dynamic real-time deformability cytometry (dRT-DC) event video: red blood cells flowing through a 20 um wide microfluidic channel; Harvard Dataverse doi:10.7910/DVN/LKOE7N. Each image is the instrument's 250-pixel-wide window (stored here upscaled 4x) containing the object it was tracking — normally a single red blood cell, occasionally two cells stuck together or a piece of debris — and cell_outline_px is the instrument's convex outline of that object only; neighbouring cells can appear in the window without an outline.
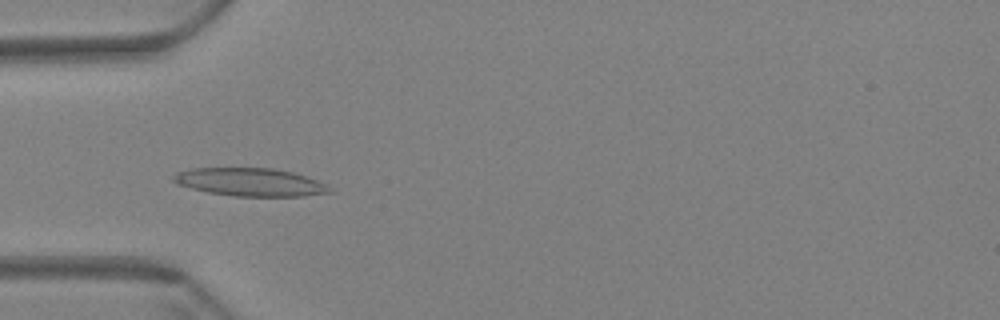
{"species": "Egyptian fruit bat (a non-hibernating species)", "species_latin": "Rousettus aegyptiacus", "temperature_condition": "warm", "stored_images_in_passage": 48, "camera_frame_rate_fps": 3000, "um_per_image_px": 0.085, "animal": {"sex": "female"}, "frame": {"image": 1, "passage_image": 11, "time_ms": 3.333, "image_size_px": [1000, 320], "cell_outline_px": [[332, 192], [304, 196], [232, 196], [208, 192], [176, 184], [172, 180], [172, 176], [176, 172], [192, 168], [272, 168], [292, 172], [328, 184]], "centroid_in_image_um": [21.24, 15.48], "position_along_channel_um": 63.8, "area_um2": 25.49}}
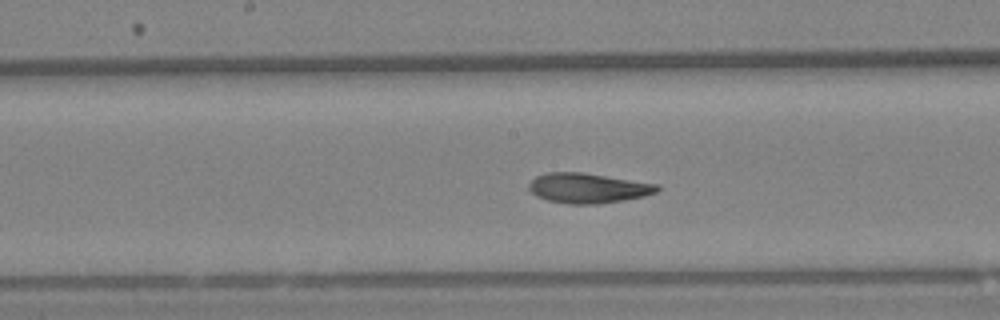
{"frame": {"image": 2, "passage_image": 23, "time_ms": 7.333, "image_size_px": [1000, 320], "cell_outline_px": [[660, 188], [656, 192], [644, 196], [624, 200], [600, 204], [568, 204], [548, 200], [536, 196], [528, 188], [528, 184], [536, 176], [548, 172], [580, 172], [660, 184]], "centroid_in_image_um": [49.98, 15.99], "position_along_channel_um": 198.2, "area_um2": 22.43}}
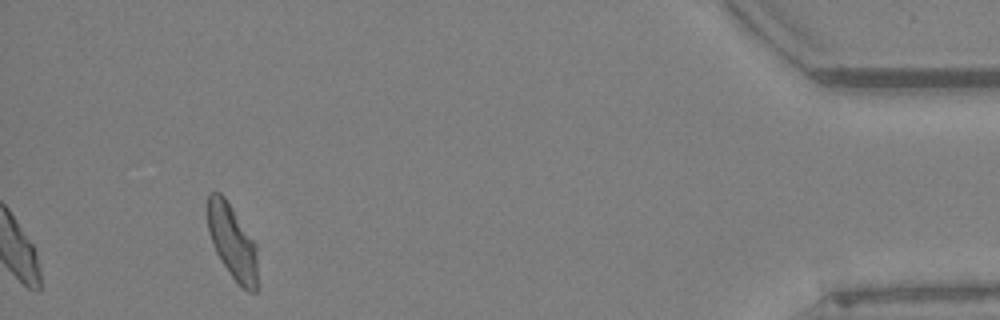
{"frame": {"image": 3, "passage_image": 48, "time_ms": 15.667, "image_size_px": [1000, 320], "cell_outline_px": [[256, 292], [248, 292], [228, 272], [216, 252], [208, 232], [208, 192], [220, 192], [224, 196], [256, 244]], "centroid_in_image_um": [19.73, 20.53], "position_along_channel_um": 415.5, "area_um2": 21.21}, "authors_computed_cell_mechanics": {"area_um2": 22.0507, "velocity_mm_per_s": 3.4009, "shape_relaxation_time_tau1_ms": null, "shape_relaxation_time_tau2_ms": 3.4062, "deformation_change_tau1": null, "deformation_change_tau2": 0.1049}}